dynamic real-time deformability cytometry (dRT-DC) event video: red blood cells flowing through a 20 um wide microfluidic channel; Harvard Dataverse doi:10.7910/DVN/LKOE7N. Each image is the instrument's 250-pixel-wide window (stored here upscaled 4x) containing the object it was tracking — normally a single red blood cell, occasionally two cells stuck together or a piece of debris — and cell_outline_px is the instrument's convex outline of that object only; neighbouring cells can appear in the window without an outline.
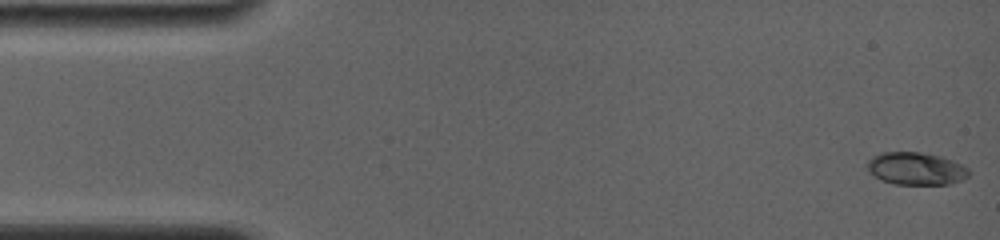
{"species": "common noctule bat (a hibernating species)", "species_latin": "Nyctalus noctula", "temperature_condition": "room temperature", "stored_images_in_passage": 7, "camera_frame_rate_fps": 4000, "um_per_image_px": 0.085, "animal": {"sex": "female", "body_mass_g": 19.0, "forearm_length_mm": 56.7}, "frame": {"image": 1, "passage_image": 1, "time_ms": 0.0, "image_size_px": [1000, 240], "cell_outline_px": [[968, 176], [960, 180], [948, 184], [896, 184], [880, 180], [868, 168], [868, 160], [872, 156], [880, 152], [920, 152], [940, 156], [952, 160], [968, 168]], "centroid_in_image_um": [77.84, 14.32], "position_along_channel_um": 7.2, "area_um2": 19.02}}
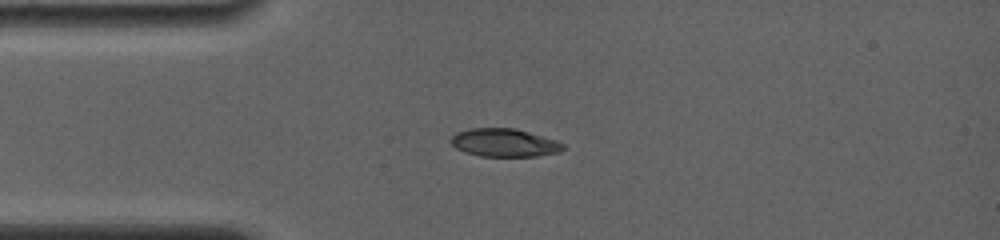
{"frame": {"image": 2, "passage_image": 6, "time_ms": 3.75, "image_size_px": [1000, 240], "cell_outline_px": [[568, 148], [560, 152], [536, 156], [480, 156], [464, 152], [456, 148], [452, 144], [452, 136], [456, 132], [468, 128], [516, 128], [556, 140], [564, 144]], "centroid_in_image_um": [42.9, 12.13], "position_along_channel_um": 42.1, "area_um2": 18.5}}